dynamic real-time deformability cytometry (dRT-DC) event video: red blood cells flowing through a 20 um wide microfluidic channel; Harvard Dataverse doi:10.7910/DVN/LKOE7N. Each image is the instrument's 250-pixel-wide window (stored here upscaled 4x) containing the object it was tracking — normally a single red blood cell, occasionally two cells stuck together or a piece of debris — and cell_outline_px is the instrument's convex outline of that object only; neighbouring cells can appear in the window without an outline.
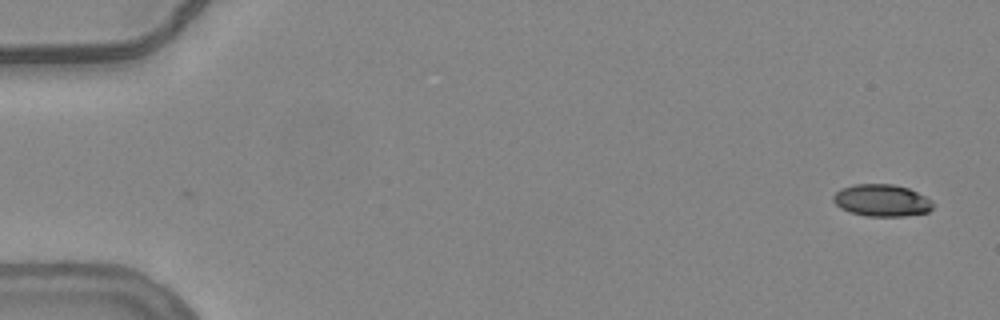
{"species": "common noctule bat (a hibernating species)", "species_latin": "Nyctalus noctula", "temperature_condition": "warm", "stored_images_in_passage": 55, "camera_frame_rate_fps": 3000, "um_per_image_px": 0.085, "animal": {"sex": "female", "body_mass_g": 24.6, "forearm_length_mm": 56.2}, "frame": {"image": 1, "passage_image": 1, "time_ms": 0.0, "image_size_px": [1000, 320], "cell_outline_px": [[932, 208], [928, 212], [904, 216], [864, 216], [840, 208], [832, 200], [832, 196], [840, 188], [856, 184], [892, 184], [908, 188], [932, 200]], "centroid_in_image_um": [74.92, 17.03], "position_along_channel_um": 10.1, "area_um2": 18.55}}
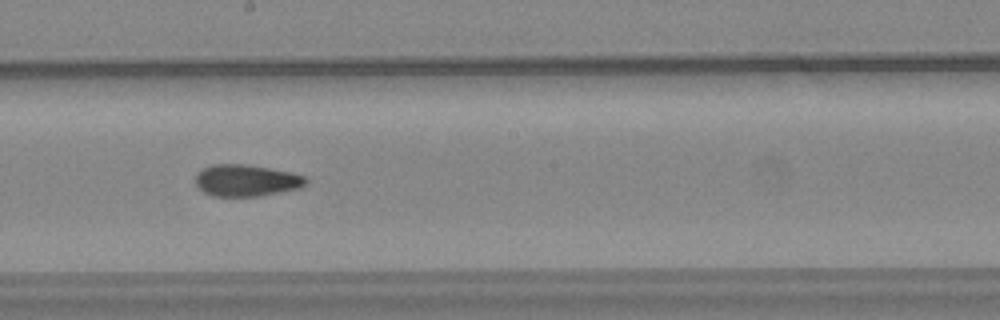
{"frame": {"image": 2, "passage_image": 30, "time_ms": 9.667, "image_size_px": [1000, 320], "cell_outline_px": [[308, 184], [300, 188], [260, 196], [212, 196], [204, 192], [196, 184], [196, 172], [212, 164], [244, 164], [292, 172], [304, 176], [308, 180]], "centroid_in_image_um": [20.95, 15.34], "position_along_channel_um": 227.2, "area_um2": 20.46}}
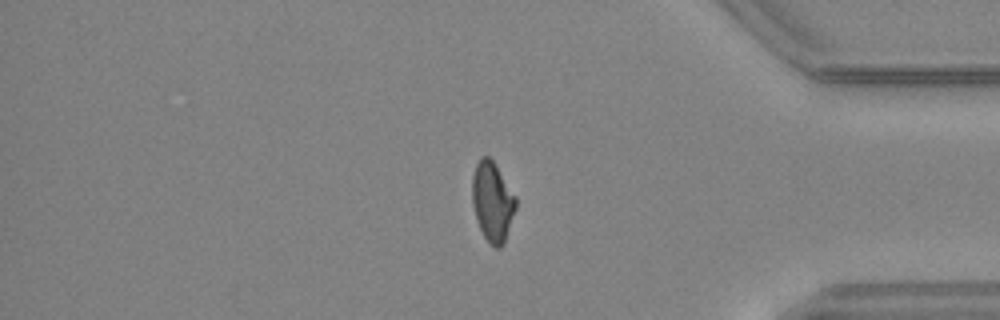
{"frame": {"image": 3, "passage_image": 45, "time_ms": 14.667, "image_size_px": [1000, 320], "cell_outline_px": [[516, 208], [504, 244], [500, 248], [496, 248], [484, 236], [476, 220], [472, 204], [472, 176], [476, 164], [480, 156], [488, 156], [492, 160], [516, 196]], "centroid_in_image_um": [41.85, 17.13], "position_along_channel_um": 393.4, "area_um2": 20.17}, "authors_computed_cell_mechanics": {"area_um2": 20.1722, "velocity_mm_per_s": 3.799, "shape_relaxation_time_tau1_ms": null, "shape_relaxation_time_tau2_ms": 2.713, "deformation_change_tau1": null, "deformation_change_tau2": 0.097}}